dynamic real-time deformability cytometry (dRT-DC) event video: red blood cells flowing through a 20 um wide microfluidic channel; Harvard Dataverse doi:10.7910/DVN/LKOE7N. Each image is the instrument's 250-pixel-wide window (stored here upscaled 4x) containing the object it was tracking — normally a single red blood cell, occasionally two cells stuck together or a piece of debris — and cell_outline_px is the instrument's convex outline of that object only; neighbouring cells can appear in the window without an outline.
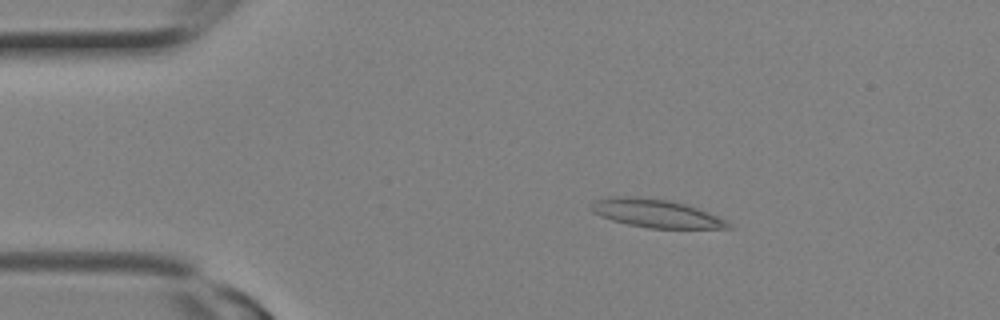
{"species": "Egyptian fruit bat (a non-hibernating species)", "species_latin": "Rousettus aegyptiacus", "temperature_condition": "room temperature", "stored_images_in_passage": 17, "camera_frame_rate_fps": 3000, "um_per_image_px": 0.085, "animal": {"sex": "female"}, "frame": {"image": 1, "passage_image": 4, "time_ms": 1.0, "image_size_px": [1000, 320], "cell_outline_px": [[732, 228], [648, 228], [628, 224], [612, 220], [592, 212], [592, 204], [596, 200], [608, 196], [640, 196], [668, 200], [684, 204], [696, 208], [728, 220]], "centroid_in_image_um": [55.75, 18.13], "position_along_channel_um": 29.3, "area_um2": 22.37}}
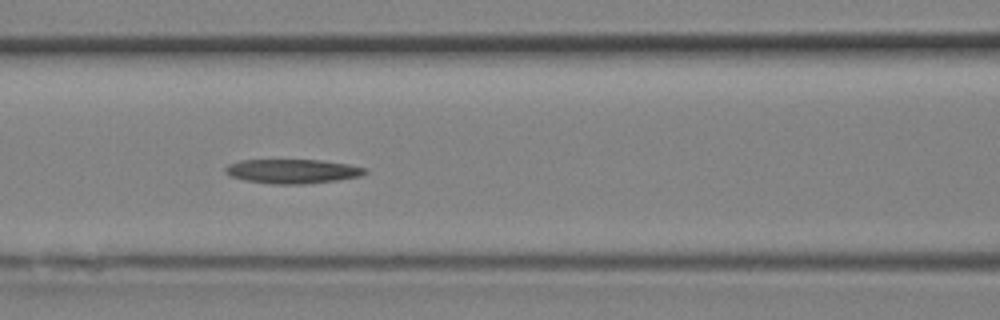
{"frame": {"image": 2, "passage_image": 10, "time_ms": 3.0, "image_size_px": [1000, 320], "cell_outline_px": [[368, 172], [360, 176], [336, 180], [304, 184], [272, 184], [244, 180], [232, 176], [224, 172], [224, 168], [228, 164], [244, 160], [320, 160], [348, 164], [368, 168]], "centroid_in_image_um": [24.87, 14.55], "position_along_channel_um": 141.7, "area_um2": 19.71}}
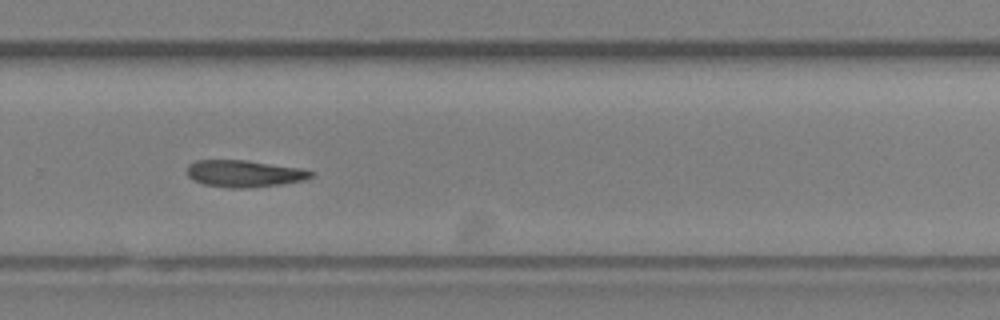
{"frame": {"image": 3, "passage_image": 16, "time_ms": 5.0, "image_size_px": [1000, 320], "cell_outline_px": [[312, 176], [300, 180], [280, 184], [244, 188], [232, 188], [204, 184], [192, 180], [188, 176], [188, 164], [196, 160], [248, 160], [300, 168], [312, 172]], "centroid_in_image_um": [20.69, 14.74], "position_along_channel_um": 309.1, "area_um2": 19.13}}